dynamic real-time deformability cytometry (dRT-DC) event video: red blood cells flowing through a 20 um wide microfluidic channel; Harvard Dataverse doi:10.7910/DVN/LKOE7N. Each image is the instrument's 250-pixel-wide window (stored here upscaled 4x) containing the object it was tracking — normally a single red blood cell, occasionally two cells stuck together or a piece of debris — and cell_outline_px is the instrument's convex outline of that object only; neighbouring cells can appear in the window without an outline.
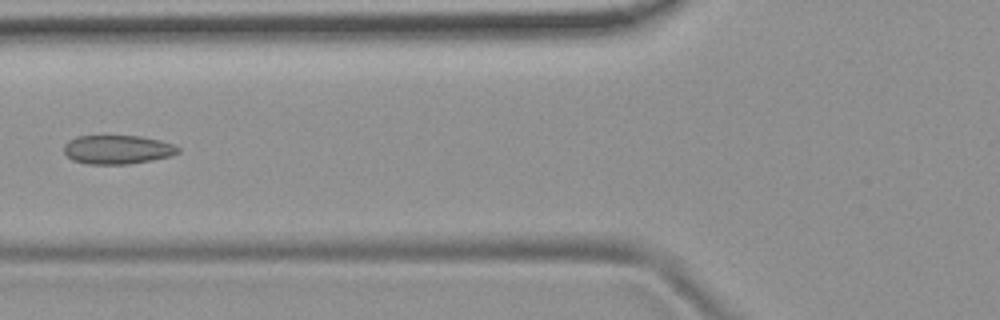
{"species": "common noctule bat (a hibernating species)", "species_latin": "Nyctalus noctula", "temperature_condition": "room temperature", "stored_images_in_passage": 6, "camera_frame_rate_fps": 3000, "um_per_image_px": 0.085, "animal": {"sex": "female", "body_mass_g": 19.9}, "frame": {"image": 1, "passage_image": 6, "time_ms": 5.667, "image_size_px": [1000, 320], "cell_outline_px": [[180, 152], [168, 156], [128, 164], [84, 164], [72, 160], [64, 152], [64, 144], [68, 140], [76, 136], [140, 136], [160, 140], [172, 144], [180, 148]], "centroid_in_image_um": [9.93, 12.71], "position_along_channel_um": 115.9, "area_um2": 19.13}}